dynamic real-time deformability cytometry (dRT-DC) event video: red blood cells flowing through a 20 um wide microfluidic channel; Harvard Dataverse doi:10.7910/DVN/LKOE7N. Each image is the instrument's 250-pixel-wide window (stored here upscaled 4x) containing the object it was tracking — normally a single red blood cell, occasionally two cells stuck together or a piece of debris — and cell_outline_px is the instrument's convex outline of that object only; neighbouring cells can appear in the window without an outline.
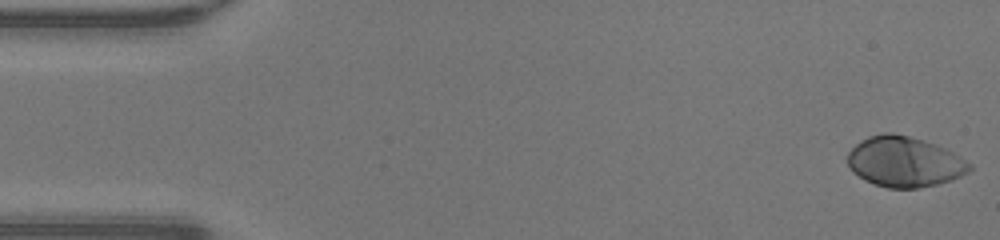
{"species": "human", "species_latin": "Homo sapiens", "temperature_condition": "warm", "stored_images_in_passage": 47, "camera_frame_rate_fps": 3000, "um_per_image_px": 0.085, "donor": {"sex": "male"}, "frame": {"image": 1, "passage_image": 1, "time_ms": 0.0, "image_size_px": [1000, 240], "cell_outline_px": [[972, 168], [968, 172], [952, 180], [920, 188], [888, 188], [864, 180], [852, 172], [848, 164], [848, 152], [860, 140], [868, 136], [884, 132], [892, 132], [924, 140], [944, 148], [960, 156], [972, 164]], "centroid_in_image_um": [76.87, 13.75], "position_along_channel_um": 8.1, "area_um2": 35.84}}
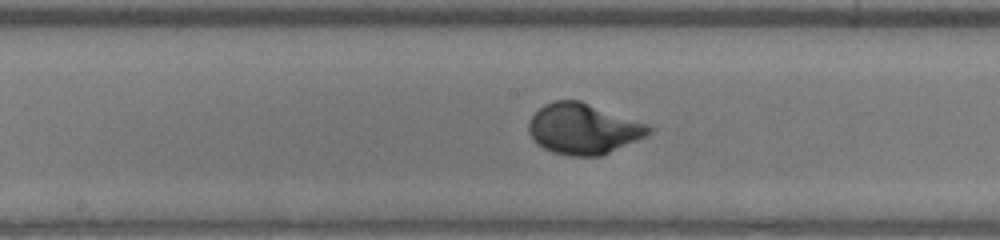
{"frame": {"image": 2, "passage_image": 24, "time_ms": 7.667, "image_size_px": [1000, 240], "cell_outline_px": [[656, 128], [648, 136], [600, 156], [568, 156], [552, 152], [536, 144], [532, 140], [528, 132], [528, 124], [532, 116], [544, 104], [552, 100], [580, 100], [648, 124]], "centroid_in_image_um": [49.59, 10.95], "position_along_channel_um": 198.6, "area_um2": 35.84}}
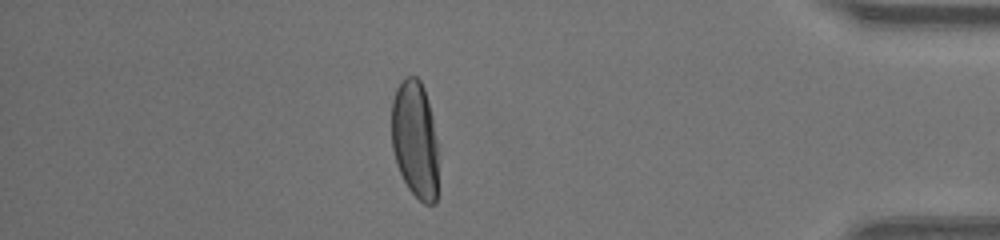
{"frame": {"image": 3, "passage_image": 41, "time_ms": 13.333, "image_size_px": [1000, 240], "cell_outline_px": [[436, 204], [424, 204], [408, 188], [400, 172], [392, 148], [392, 100], [396, 88], [408, 76], [416, 76], [420, 80], [424, 88], [432, 116], [436, 140]], "centroid_in_image_um": [35.26, 11.84], "position_along_channel_um": 399.9, "area_um2": 31.5}, "authors_computed_cell_mechanics": {"area_um2": 34.7956, "velocity_mm_per_s": 4.3221, "shape_relaxation_time_tau1_ms": 2.092, "shape_relaxation_time_tau2_ms": null, "deformation_change_tau1": 0.1882, "deformation_change_tau2": null}}